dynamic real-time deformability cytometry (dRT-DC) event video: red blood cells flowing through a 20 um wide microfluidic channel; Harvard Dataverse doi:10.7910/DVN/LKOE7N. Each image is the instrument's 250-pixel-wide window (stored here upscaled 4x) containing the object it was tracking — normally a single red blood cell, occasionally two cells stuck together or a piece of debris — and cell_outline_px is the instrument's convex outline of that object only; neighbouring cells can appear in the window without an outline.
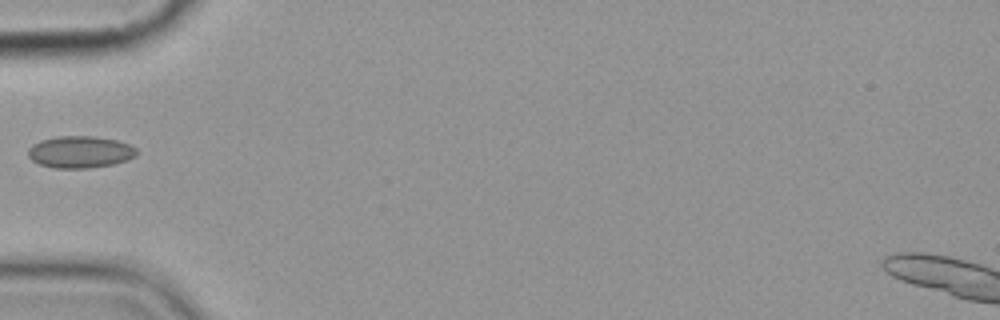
{"species": "common noctule bat (a hibernating species)", "species_latin": "Nyctalus noctula", "temperature_condition": "cold", "stored_images_in_passage": 5, "camera_frame_rate_fps": 3000, "um_per_image_px": 0.085, "animal": {"sex": "female", "body_mass_g": 19.9}, "frame": {"image": 1, "passage_image": 5, "time_ms": 5.333, "image_size_px": [1000, 320], "cell_outline_px": [[136, 156], [128, 160], [112, 164], [88, 168], [52, 168], [40, 164], [32, 160], [28, 156], [28, 148], [32, 144], [40, 140], [56, 136], [92, 136], [116, 140], [128, 144], [136, 148]], "centroid_in_image_um": [6.78, 12.91], "position_along_channel_um": 78.2, "area_um2": 20.23}}